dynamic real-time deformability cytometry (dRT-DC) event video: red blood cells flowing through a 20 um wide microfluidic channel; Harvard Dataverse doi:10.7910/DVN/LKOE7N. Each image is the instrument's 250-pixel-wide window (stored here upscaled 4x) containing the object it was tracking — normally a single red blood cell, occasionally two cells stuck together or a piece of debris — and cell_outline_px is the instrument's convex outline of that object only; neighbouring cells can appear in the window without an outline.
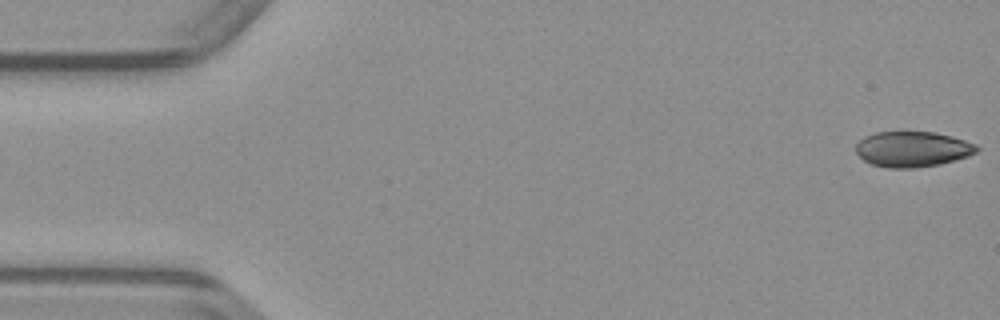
{"species": "common noctule bat (a hibernating species)", "species_latin": "Nyctalus noctula", "temperature_condition": "warm", "stored_images_in_passage": 49, "camera_frame_rate_fps": 3000, "um_per_image_px": 0.085, "animal": {"sex": "male", "body_mass_g": 23.1, "forearm_length_mm": 52.7}, "frame": {"image": 1, "passage_image": 1, "time_ms": 0.0, "image_size_px": [1000, 320], "cell_outline_px": [[980, 148], [976, 152], [968, 156], [940, 164], [912, 168], [888, 168], [868, 164], [856, 152], [856, 144], [864, 136], [876, 132], [936, 132], [952, 136], [976, 144]], "centroid_in_image_um": [77.55, 12.68], "position_along_channel_um": 7.5, "area_um2": 25.09}}
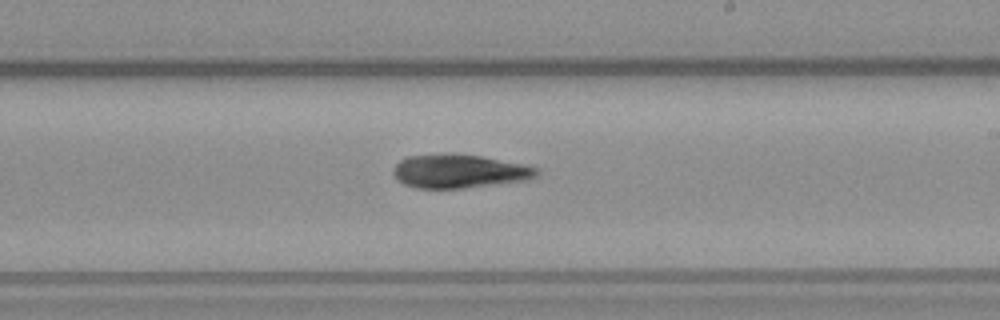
{"frame": {"image": 2, "passage_image": 28, "time_ms": 9.0, "image_size_px": [1000, 320], "cell_outline_px": [[540, 172], [536, 176], [528, 180], [464, 188], [416, 188], [404, 184], [396, 180], [392, 172], [396, 164], [400, 160], [408, 156], [452, 152], [480, 156], [528, 164], [540, 168]], "centroid_in_image_um": [39.07, 14.54], "position_along_channel_um": 249.9, "area_um2": 28.67}}
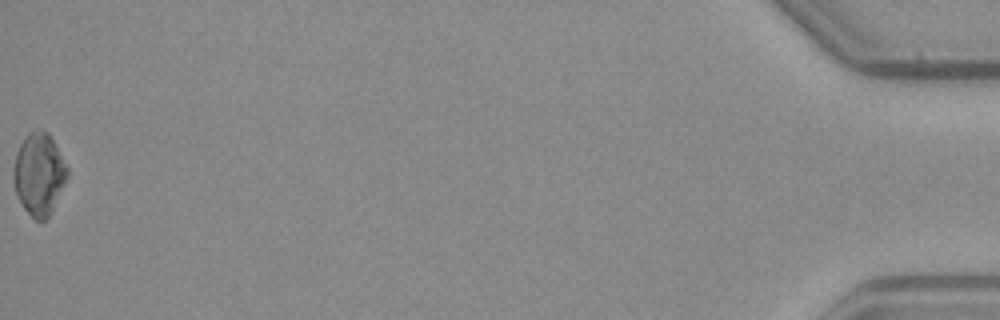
{"frame": {"image": 3, "passage_image": 49, "time_ms": 16.0, "image_size_px": [1000, 320], "cell_outline_px": [[68, 176], [52, 212], [44, 220], [36, 220], [24, 208], [12, 184], [12, 168], [20, 144], [24, 136], [32, 128], [36, 128], [48, 132], [68, 168]], "centroid_in_image_um": [3.3, 14.76], "position_along_channel_um": 431.9, "area_um2": 25.84}}